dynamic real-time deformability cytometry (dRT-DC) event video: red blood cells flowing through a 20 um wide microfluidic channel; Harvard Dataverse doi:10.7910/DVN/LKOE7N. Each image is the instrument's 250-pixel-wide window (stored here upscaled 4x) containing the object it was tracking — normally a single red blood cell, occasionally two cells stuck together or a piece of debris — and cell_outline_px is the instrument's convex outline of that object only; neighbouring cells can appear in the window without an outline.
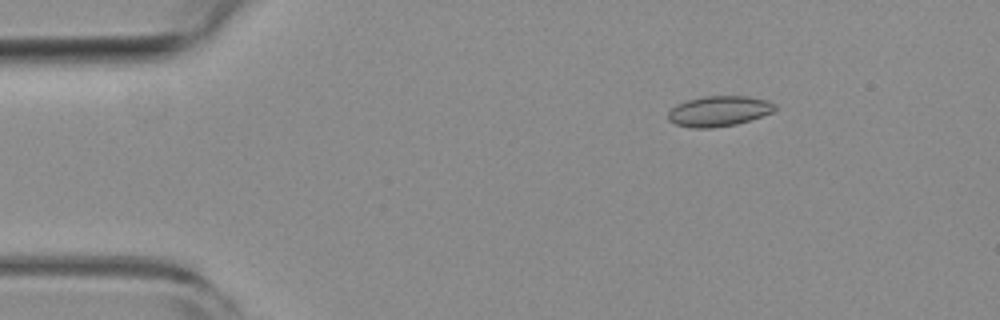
{"species": "common noctule bat (a hibernating species)", "species_latin": "Nyctalus noctula", "temperature_condition": "room temperature", "stored_images_in_passage": 41, "camera_frame_rate_fps": 3000, "um_per_image_px": 0.085, "animal": {"sex": "female", "body_mass_g": 19.3, "forearm_length_mm": 54.1}, "frame": {"image": 1, "passage_image": 3, "time_ms": 0.667, "image_size_px": [1000, 320], "cell_outline_px": [[776, 108], [772, 112], [736, 124], [712, 128], [692, 128], [676, 124], [668, 120], [668, 112], [676, 104], [688, 100], [704, 96], [748, 96], [768, 100], [776, 104]], "centroid_in_image_um": [61.1, 9.44], "position_along_channel_um": 23.9, "area_um2": 18.84}}
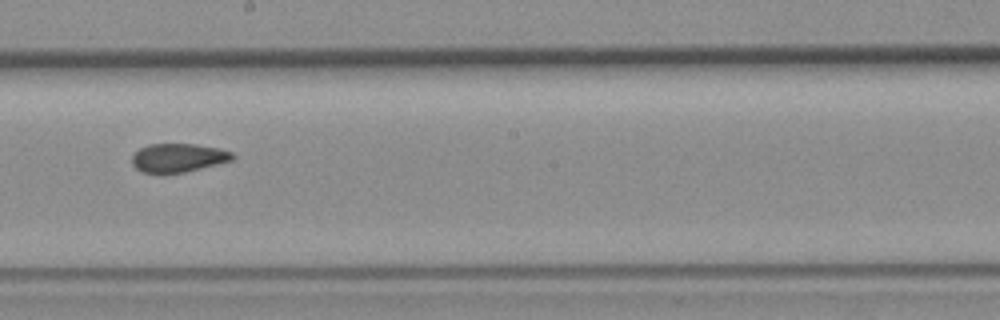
{"frame": {"image": 2, "passage_image": 25, "time_ms": 8.0, "image_size_px": [1000, 320], "cell_outline_px": [[236, 156], [232, 160], [184, 172], [160, 176], [140, 172], [132, 164], [132, 156], [140, 148], [148, 144], [196, 144], [220, 148], [232, 152]], "centroid_in_image_um": [15.1, 13.44], "position_along_channel_um": 233.1, "area_um2": 17.22}}
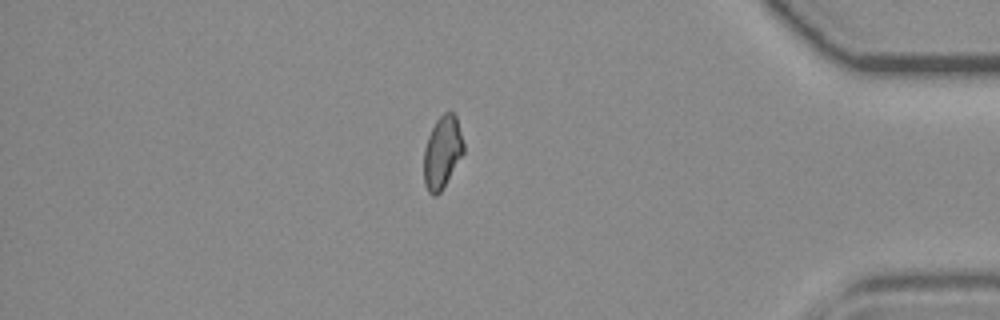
{"frame": {"image": 3, "passage_image": 41, "time_ms": 13.333, "image_size_px": [1000, 320], "cell_outline_px": [[464, 152], [440, 192], [436, 196], [432, 196], [428, 192], [424, 184], [424, 148], [428, 136], [436, 120], [444, 112], [452, 112], [456, 116], [464, 144]], "centroid_in_image_um": [37.58, 12.94], "position_along_channel_um": 397.6, "area_um2": 16.65}, "authors_computed_cell_mechanics": {"area_um2": 17.6868, "velocity_mm_per_s": 3.7999, "shape_relaxation_time_tau1_ms": null, "shape_relaxation_time_tau2_ms": 1.7919, "deformation_change_tau1": null, "deformation_change_tau2": 0.0467}}